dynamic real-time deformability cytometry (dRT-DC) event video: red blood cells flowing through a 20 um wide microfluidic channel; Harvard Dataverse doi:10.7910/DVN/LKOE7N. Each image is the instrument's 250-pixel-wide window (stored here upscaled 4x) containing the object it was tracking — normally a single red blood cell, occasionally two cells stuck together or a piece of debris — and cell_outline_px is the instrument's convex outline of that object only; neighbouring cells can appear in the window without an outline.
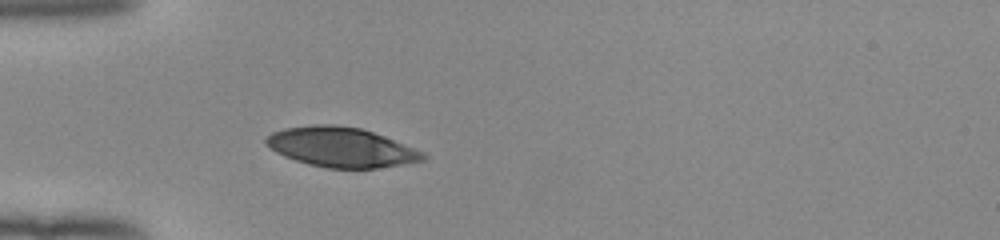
{"species": "human", "species_latin": "Homo sapiens", "temperature_condition": "room temperature", "stored_images_in_passage": 37, "camera_frame_rate_fps": 3000, "um_per_image_px": 0.085, "donor": {"sex": "female"}, "frame": {"image": 1, "passage_image": 1, "time_ms": 0.0, "image_size_px": [1000, 240], "cell_outline_px": [[428, 156], [424, 160], [376, 168], [328, 168], [308, 164], [284, 156], [276, 152], [264, 144], [264, 140], [272, 132], [284, 128], [312, 124], [336, 124], [360, 128], [384, 136], [424, 152]], "centroid_in_image_um": [28.96, 12.5], "position_along_channel_um": 56.0, "area_um2": 36.24}}
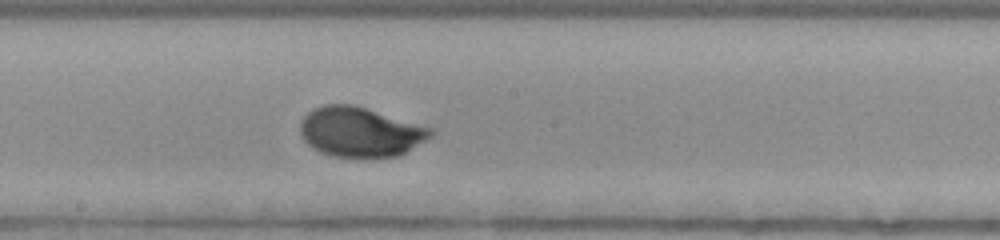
{"frame": {"image": 2, "passage_image": 14, "time_ms": 4.333, "image_size_px": [1000, 240], "cell_outline_px": [[436, 132], [432, 136], [404, 152], [396, 156], [356, 160], [332, 156], [320, 152], [312, 148], [304, 140], [300, 132], [300, 120], [312, 108], [324, 104], [352, 104], [436, 128]], "centroid_in_image_um": [30.62, 11.24], "position_along_channel_um": 217.6, "area_um2": 38.73}}
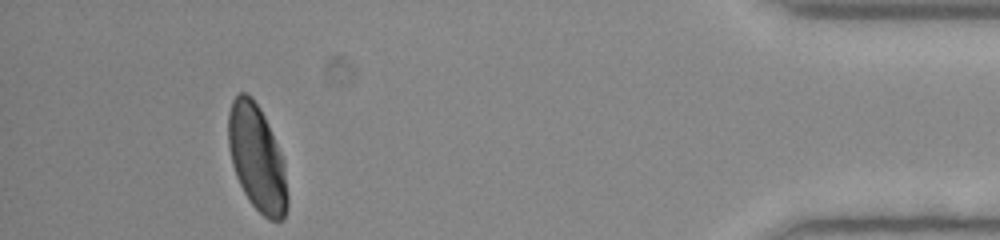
{"frame": {"image": 3, "passage_image": 33, "time_ms": 10.667, "image_size_px": [1000, 240], "cell_outline_px": [[288, 208], [284, 220], [268, 220], [248, 200], [236, 176], [232, 164], [228, 144], [228, 112], [232, 100], [240, 92], [244, 92], [252, 96], [260, 108], [268, 124], [284, 160], [288, 196]], "centroid_in_image_um": [21.85, 13.45], "position_along_channel_um": 413.4, "area_um2": 36.76}, "authors_computed_cell_mechanics": {"area_um2": 36.2406, "velocity_mm_per_s": 3.9632, "shape_relaxation_time_tau1_ms": 2.7051, "shape_relaxation_time_tau2_ms": null, "deformation_change_tau1": 0.1691, "deformation_change_tau2": null}}